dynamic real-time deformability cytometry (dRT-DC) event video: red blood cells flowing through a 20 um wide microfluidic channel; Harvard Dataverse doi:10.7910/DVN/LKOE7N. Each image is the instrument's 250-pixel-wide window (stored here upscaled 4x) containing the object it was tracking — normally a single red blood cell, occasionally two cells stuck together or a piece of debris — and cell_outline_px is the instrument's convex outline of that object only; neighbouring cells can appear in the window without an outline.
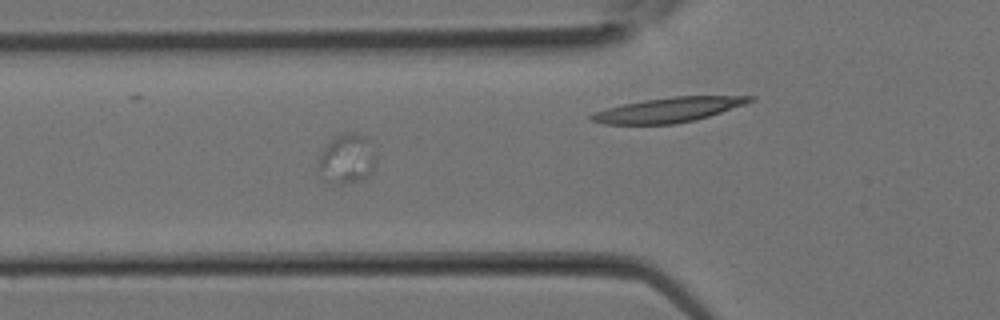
{"species": "Egyptian fruit bat (a non-hibernating species)", "species_latin": "Rousettus aegyptiacus", "temperature_condition": "room temperature", "stored_images_in_passage": 33, "camera_frame_rate_fps": 3000, "um_per_image_px": 0.085, "animal": {"sex": "female"}, "frame": {"image": 1, "passage_image": 9, "time_ms": 2.667, "image_size_px": [1000, 320], "cell_outline_px": [[376, 160], [368, 176], [344, 184], [332, 184], [324, 180], [320, 176], [320, 156], [324, 148], [336, 136], [344, 132], [356, 132], [364, 136], [372, 144], [376, 156]], "centroid_in_image_um": [29.5, 13.49], "position_along_channel_um": 96.3, "area_um2": 16.47}}
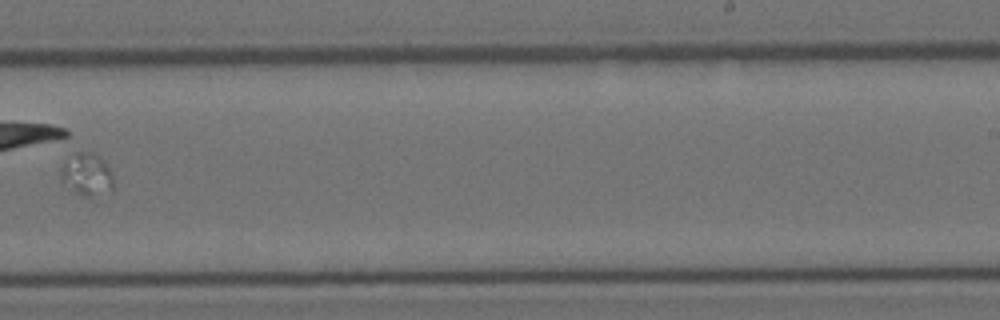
{"frame": {"image": 2, "passage_image": 19, "time_ms": 6.0, "image_size_px": [1000, 320], "cell_outline_px": [[116, 188], [112, 192], [92, 200], [72, 192], [64, 188], [60, 184], [60, 172], [64, 164], [76, 152], [80, 152], [100, 156], [104, 160], [112, 172]], "centroid_in_image_um": [7.42, 14.97], "position_along_channel_um": 281.6, "area_um2": 13.93}}
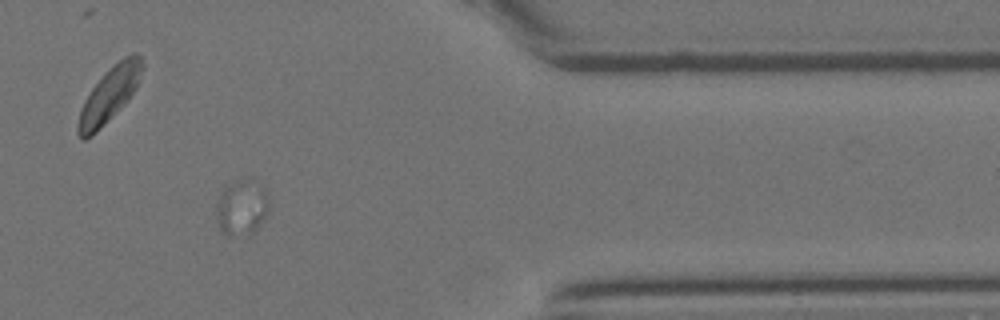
{"frame": {"image": 3, "passage_image": 26, "time_ms": 8.333, "image_size_px": [1000, 320], "cell_outline_px": [[268, 212], [260, 224], [252, 232], [232, 236], [228, 236], [220, 232], [216, 220], [216, 204], [224, 188], [228, 184], [236, 180], [260, 180], [268, 192]], "centroid_in_image_um": [20.55, 17.61], "position_along_channel_um": 390.9, "area_um2": 17.28}}